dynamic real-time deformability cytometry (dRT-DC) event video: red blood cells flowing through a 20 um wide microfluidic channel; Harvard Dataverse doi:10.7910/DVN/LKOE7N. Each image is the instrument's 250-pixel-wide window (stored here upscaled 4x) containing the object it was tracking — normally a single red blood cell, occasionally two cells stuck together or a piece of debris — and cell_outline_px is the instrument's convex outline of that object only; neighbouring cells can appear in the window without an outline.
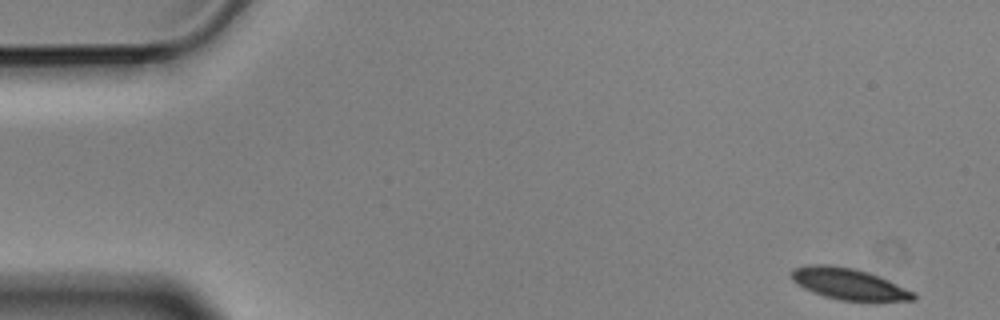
{"species": "Egyptian fruit bat (a non-hibernating species)", "species_latin": "Rousettus aegyptiacus", "temperature_condition": "cold", "stored_images_in_passage": 8, "camera_frame_rate_fps": 3000, "um_per_image_px": 0.085, "animal": {"sex": "male"}, "frame": {"image": 1, "passage_image": 1, "time_ms": 0.0, "image_size_px": [1000, 320], "cell_outline_px": [[916, 300], [840, 300], [824, 296], [804, 288], [796, 284], [792, 280], [788, 272], [792, 268], [808, 264], [832, 264], [852, 268], [868, 272], [880, 276], [916, 292]], "centroid_in_image_um": [72.1, 24.1], "position_along_channel_um": 12.9, "area_um2": 22.43}}
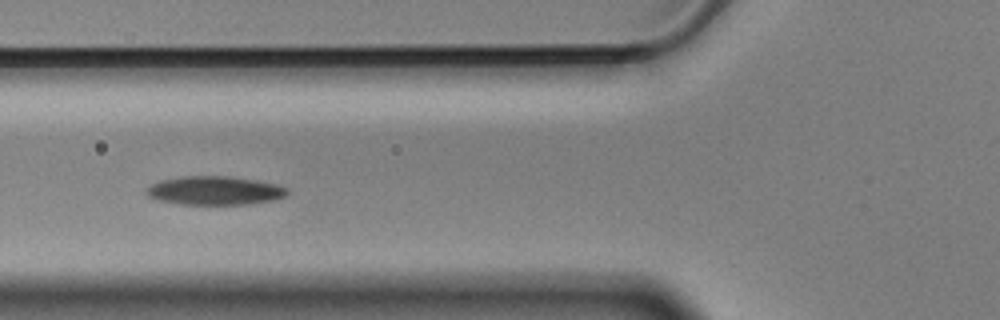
{"frame": {"image": 2, "passage_image": 6, "time_ms": 1.667, "image_size_px": [1000, 320], "cell_outline_px": [[288, 192], [284, 196], [272, 200], [248, 204], [176, 204], [156, 200], [148, 196], [148, 188], [152, 184], [160, 180], [184, 176], [228, 176], [276, 184], [288, 188]], "centroid_in_image_um": [18.23, 16.2], "position_along_channel_um": 107.6, "area_um2": 23.29}}
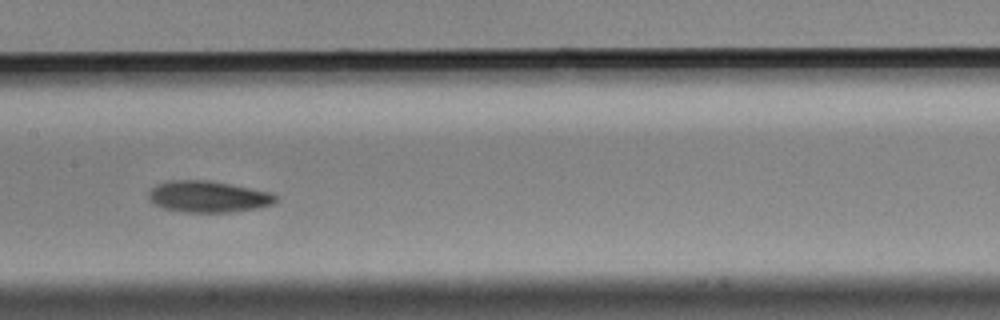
{"frame": {"image": 3, "passage_image": 8, "time_ms": 2.333, "image_size_px": [1000, 320], "cell_outline_px": [[276, 204], [260, 208], [232, 212], [180, 212], [164, 208], [148, 200], [148, 192], [156, 184], [168, 180], [208, 180], [272, 192], [276, 196]], "centroid_in_image_um": [17.7, 16.72], "position_along_channel_um": 189.7, "area_um2": 23.52}}